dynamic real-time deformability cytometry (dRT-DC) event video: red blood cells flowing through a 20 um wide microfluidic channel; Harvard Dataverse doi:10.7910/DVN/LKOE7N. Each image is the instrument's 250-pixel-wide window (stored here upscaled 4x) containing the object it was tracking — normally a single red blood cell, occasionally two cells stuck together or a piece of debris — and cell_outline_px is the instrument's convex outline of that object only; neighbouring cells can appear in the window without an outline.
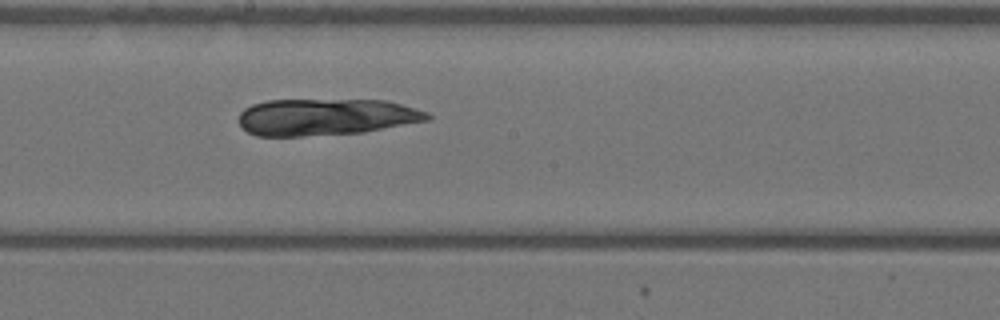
{"species": "Egyptian fruit bat (a non-hibernating species)", "species_latin": "Rousettus aegyptiacus", "temperature_condition": "warm", "stored_images_in_passage": 41, "camera_frame_rate_fps": 3000, "um_per_image_px": 0.085, "animal": {"sex": "female"}, "frame": {"image": 1, "passage_image": 24, "time_ms": 7.667, "image_size_px": [1000, 320], "cell_outline_px": [[432, 120], [364, 132], [300, 136], [256, 136], [248, 132], [240, 124], [240, 112], [244, 108], [252, 104], [268, 100], [384, 100], [400, 104], [428, 112], [432, 116]], "centroid_in_image_um": [27.72, 9.94], "position_along_channel_um": 220.5, "area_um2": 40.4}}
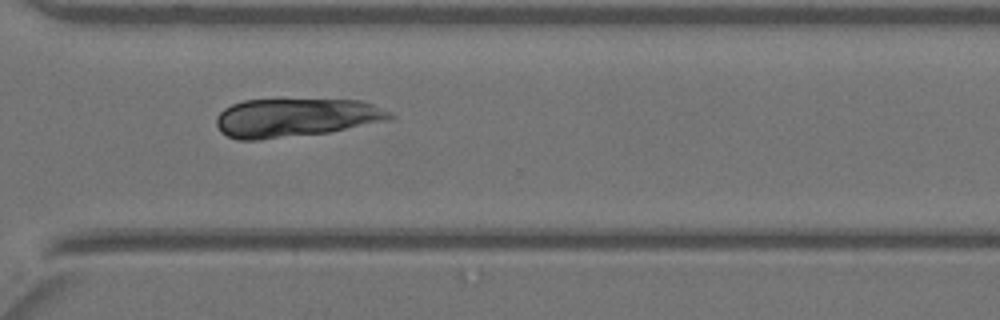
{"frame": {"image": 2, "passage_image": 32, "time_ms": 10.333, "image_size_px": [1000, 320], "cell_outline_px": [[396, 116], [392, 120], [328, 132], [260, 140], [236, 140], [220, 132], [216, 124], [216, 120], [220, 112], [224, 108], [232, 104], [244, 100], [360, 100], [372, 104], [392, 112]], "centroid_in_image_um": [25.15, 10.01], "position_along_channel_um": 345.5, "area_um2": 39.13}}
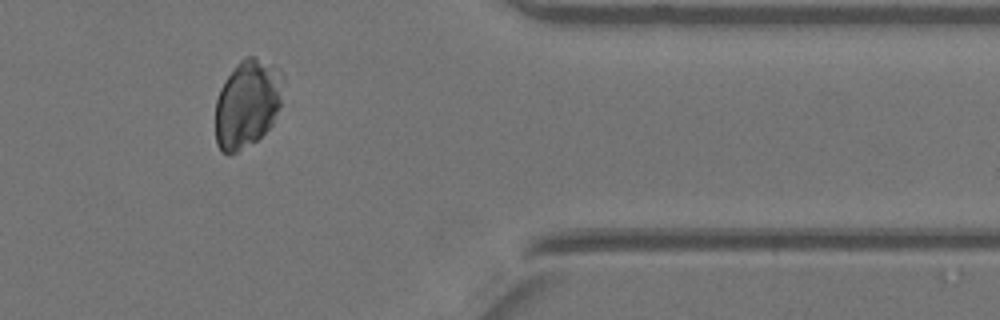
{"frame": {"image": 3, "passage_image": 36, "time_ms": 11.667, "image_size_px": [1000, 320], "cell_outline_px": [[280, 108], [272, 124], [256, 140], [236, 152], [228, 156], [220, 152], [216, 144], [216, 100], [220, 88], [236, 64], [240, 60], [248, 56], [256, 56], [280, 68]], "centroid_in_image_um": [20.98, 8.83], "position_along_channel_um": 390.4, "area_um2": 34.51}}